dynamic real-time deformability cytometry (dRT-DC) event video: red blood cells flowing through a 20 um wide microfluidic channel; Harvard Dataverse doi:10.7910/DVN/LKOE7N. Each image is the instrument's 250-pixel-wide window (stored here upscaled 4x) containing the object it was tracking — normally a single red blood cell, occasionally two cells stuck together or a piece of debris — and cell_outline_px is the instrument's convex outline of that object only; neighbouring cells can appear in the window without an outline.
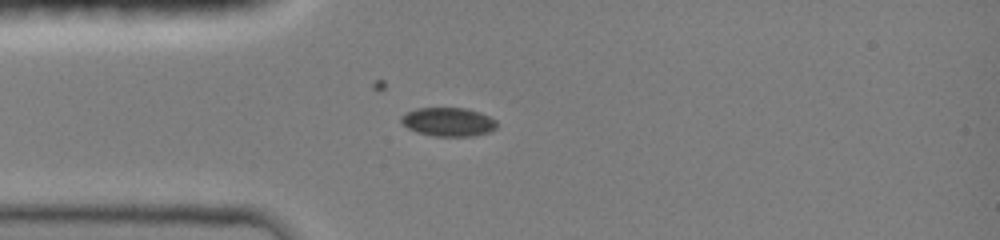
{"species": "common noctule bat (a hibernating species)", "species_latin": "Nyctalus noctula", "temperature_condition": "room temperature", "stored_images_in_passage": 36, "camera_frame_rate_fps": 3000, "um_per_image_px": 0.085, "animal": {"sex": "female", "body_mass_g": 19.0, "forearm_length_mm": 51.5}, "frame": {"image": 1, "passage_image": 1, "time_ms": 0.0, "image_size_px": [1000, 240], "cell_outline_px": [[496, 128], [488, 132], [472, 136], [432, 136], [416, 132], [408, 128], [400, 120], [400, 116], [416, 108], [468, 108], [480, 112], [496, 120]], "centroid_in_image_um": [38.1, 10.36], "position_along_channel_um": 46.9, "area_um2": 16.01}}
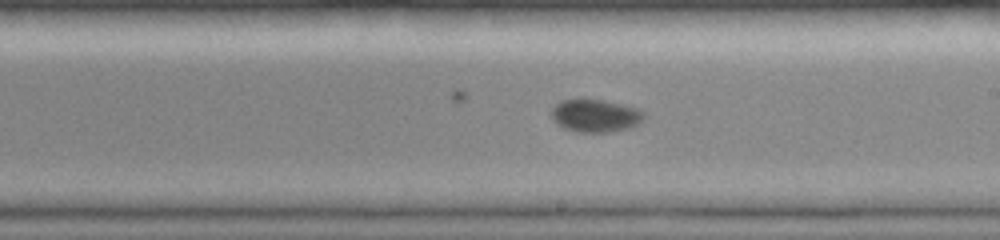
{"frame": {"image": 2, "passage_image": 16, "time_ms": 5.0, "image_size_px": [1000, 240], "cell_outline_px": [[648, 116], [644, 120], [632, 128], [608, 132], [576, 132], [564, 128], [552, 120], [552, 108], [560, 100], [604, 100], [640, 108]], "centroid_in_image_um": [50.68, 9.84], "position_along_channel_um": 238.3, "area_um2": 17.92}}
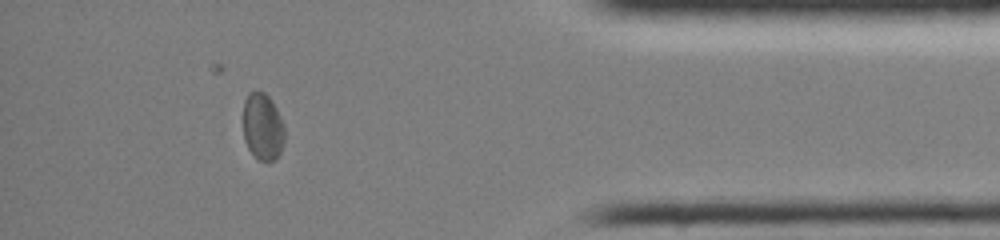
{"frame": {"image": 3, "passage_image": 31, "time_ms": 10.0, "image_size_px": [1000, 240], "cell_outline_px": [[284, 144], [276, 160], [260, 160], [248, 148], [244, 140], [244, 100], [248, 92], [264, 92], [272, 100], [284, 124]], "centroid_in_image_um": [22.34, 10.76], "position_along_channel_um": 412.9, "area_um2": 16.13}, "authors_computed_cell_mechanics": {"area_um2": 17.3978, "velocity_mm_per_s": 4.003, "shape_relaxation_time_tau1_ms": 4.4505, "shape_relaxation_time_tau2_ms": null, "deformation_change_tau1": 0.0821, "deformation_change_tau2": null}}